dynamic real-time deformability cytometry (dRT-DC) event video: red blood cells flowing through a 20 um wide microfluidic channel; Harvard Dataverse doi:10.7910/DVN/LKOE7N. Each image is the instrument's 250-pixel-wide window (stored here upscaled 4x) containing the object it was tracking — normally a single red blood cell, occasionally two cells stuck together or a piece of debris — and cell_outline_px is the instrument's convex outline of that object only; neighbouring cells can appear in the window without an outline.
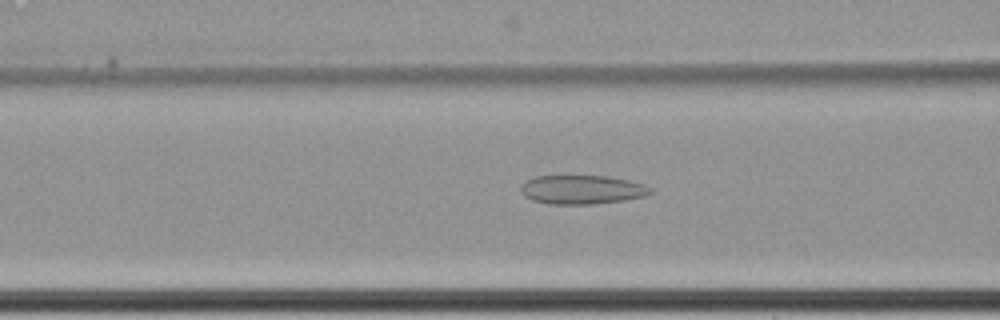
{"species": "common noctule bat (a hibernating species)", "species_latin": "Nyctalus noctula", "temperature_condition": "cold", "stored_images_in_passage": 64, "camera_frame_rate_fps": 3000, "um_per_image_px": 0.085, "animal": {"sex": "female", "body_mass_g": 22.7, "forearm_length_mm": 54.2}, "frame": {"image": 1, "passage_image": 29, "time_ms": 9.333, "image_size_px": [1000, 320], "cell_outline_px": [[652, 192], [644, 196], [624, 200], [596, 204], [548, 204], [532, 200], [524, 196], [520, 192], [520, 188], [528, 180], [536, 176], [608, 176], [628, 180], [644, 184], [652, 188]], "centroid_in_image_um": [49.47, 16.12], "position_along_channel_um": 117.1, "area_um2": 21.85}}
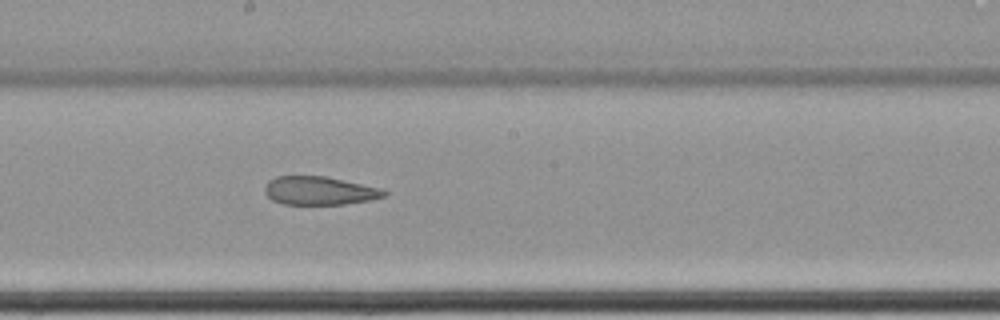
{"frame": {"image": 2, "passage_image": 38, "time_ms": 12.333, "image_size_px": [1000, 320], "cell_outline_px": [[388, 192], [384, 196], [368, 200], [344, 204], [284, 204], [272, 200], [264, 192], [264, 188], [268, 180], [276, 176], [324, 176], [380, 188]], "centroid_in_image_um": [27.1, 16.2], "position_along_channel_um": 221.1, "area_um2": 19.54}}
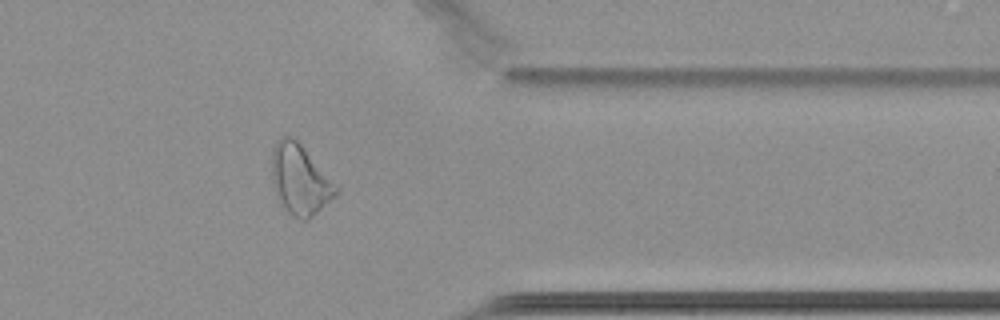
{"frame": {"image": 3, "passage_image": 53, "time_ms": 17.333, "image_size_px": [1000, 320], "cell_outline_px": [[340, 192], [336, 196], [308, 220], [300, 220], [292, 216], [284, 208], [276, 196], [272, 184], [272, 148], [276, 140], [284, 136], [292, 136], [300, 144], [340, 188]], "centroid_in_image_um": [25.49, 15.29], "position_along_channel_um": 385.9, "area_um2": 26.36}, "authors_computed_cell_mechanics": {"area_um2": 27.3683, "velocity_mm_per_s": 3.4642, "shape_relaxation_time_tau1_ms": null, "shape_relaxation_time_tau2_ms": 4.8161, "deformation_change_tau1": null, "deformation_change_tau2": 0.1319}}